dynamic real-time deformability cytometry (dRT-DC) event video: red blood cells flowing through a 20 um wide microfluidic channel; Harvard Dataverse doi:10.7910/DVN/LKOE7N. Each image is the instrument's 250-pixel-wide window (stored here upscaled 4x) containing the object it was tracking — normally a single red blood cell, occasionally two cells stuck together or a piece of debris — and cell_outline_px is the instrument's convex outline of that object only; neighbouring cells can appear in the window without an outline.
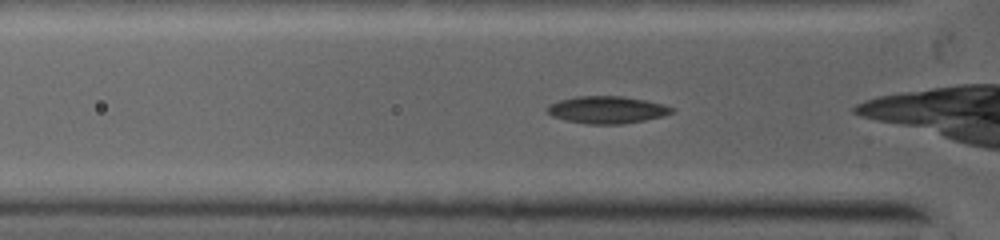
{"species": "common noctule bat (a hibernating species)", "species_latin": "Nyctalus noctula", "temperature_condition": "warm", "stored_images_in_passage": 47, "camera_frame_rate_fps": 5000, "um_per_image_px": 0.085, "animal": {"sex": "female", "body_mass_g": 19.0, "forearm_length_mm": 53.3}, "frame": {"image": 1, "passage_image": 5, "time_ms": 0.8, "image_size_px": [1000, 240], "cell_outline_px": [[672, 112], [660, 116], [644, 120], [620, 124], [592, 124], [568, 120], [552, 116], [548, 112], [548, 108], [552, 104], [560, 100], [580, 96], [620, 96], [644, 100], [660, 104], [672, 108]], "centroid_in_image_um": [51.57, 9.33], "position_along_channel_um": 74.2, "area_um2": 19.02}}
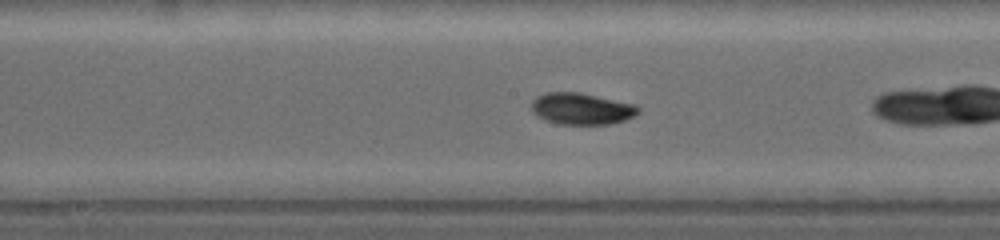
{"frame": {"image": 2, "passage_image": 18, "time_ms": 3.6, "image_size_px": [1000, 240], "cell_outline_px": [[636, 112], [632, 116], [624, 120], [608, 124], [560, 124], [548, 120], [540, 116], [532, 108], [532, 104], [540, 96], [548, 92], [576, 92], [632, 104], [636, 108]], "centroid_in_image_um": [49.42, 9.25], "position_along_channel_um": 198.8, "area_um2": 18.55}}
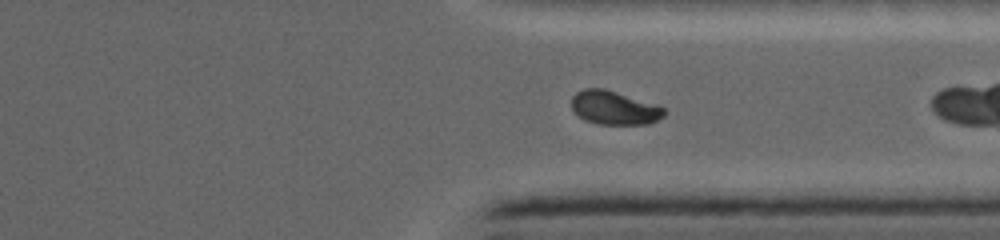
{"frame": {"image": 3, "passage_image": 33, "time_ms": 7.2, "image_size_px": [1000, 240], "cell_outline_px": [[664, 116], [648, 124], [600, 124], [584, 120], [572, 108], [572, 96], [576, 92], [584, 88], [604, 88], [664, 108]], "centroid_in_image_um": [52.16, 9.16], "position_along_channel_um": 359.2, "area_um2": 17.74}}